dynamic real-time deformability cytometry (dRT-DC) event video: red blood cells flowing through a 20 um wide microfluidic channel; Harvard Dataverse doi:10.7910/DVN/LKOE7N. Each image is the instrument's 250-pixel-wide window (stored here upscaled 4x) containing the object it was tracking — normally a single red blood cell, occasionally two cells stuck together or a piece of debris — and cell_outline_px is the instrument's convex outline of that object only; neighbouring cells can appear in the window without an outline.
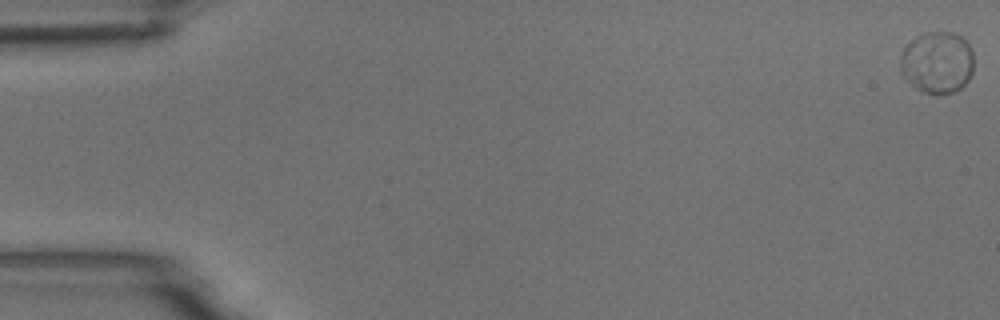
{"species": "common noctule bat (a hibernating species)", "species_latin": "Nyctalus noctula", "temperature_condition": "room temperature", "stored_images_in_passage": 57, "camera_frame_rate_fps": 3000, "um_per_image_px": 0.085, "animal": {"sex": "male", "body_mass_g": 18.8}, "frame": {"image": 1, "passage_image": 1, "time_ms": 0.0, "image_size_px": [1000, 320], "cell_outline_px": [[972, 72], [968, 80], [960, 88], [952, 92], [936, 96], [924, 92], [916, 88], [900, 72], [900, 56], [904, 48], [916, 36], [928, 32], [952, 32], [960, 36], [968, 44], [972, 52]], "centroid_in_image_um": [79.65, 5.32], "position_along_channel_um": 5.4, "area_um2": 26.41}}
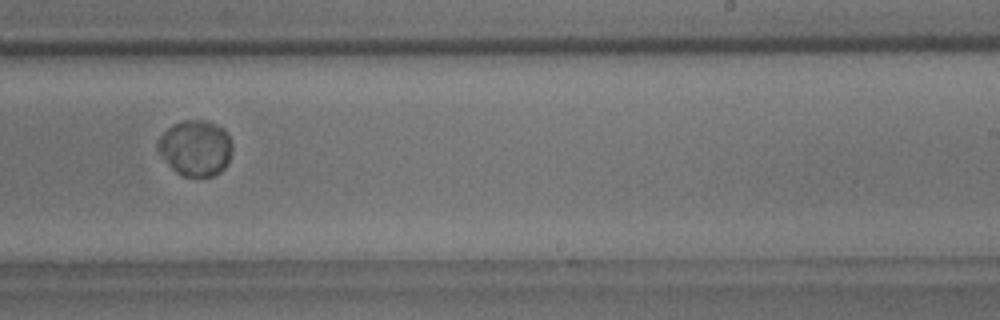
{"frame": {"image": 2, "passage_image": 36, "time_ms": 11.667, "image_size_px": [1000, 320], "cell_outline_px": [[232, 152], [228, 164], [220, 172], [212, 176], [184, 176], [176, 172], [172, 168], [156, 148], [156, 140], [172, 124], [184, 120], [208, 120], [224, 128], [232, 140]], "centroid_in_image_um": [16.64, 12.56], "position_along_channel_um": 272.4, "area_um2": 24.45}}
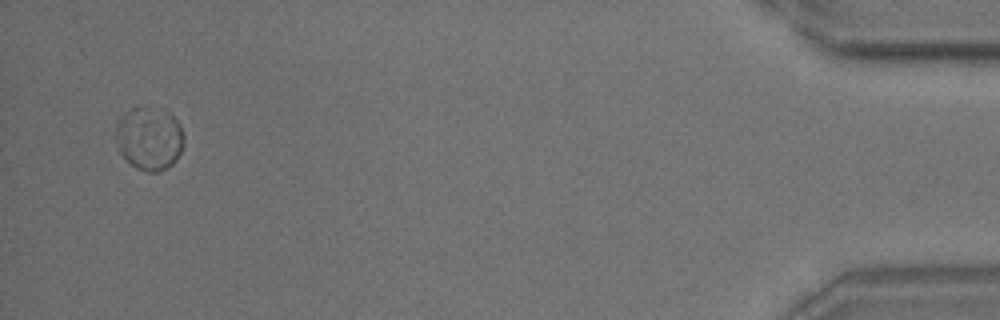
{"frame": {"image": 3, "passage_image": 55, "time_ms": 18.0, "image_size_px": [1000, 320], "cell_outline_px": [[184, 144], [176, 160], [172, 164], [156, 172], [148, 172], [136, 168], [120, 152], [116, 136], [116, 124], [120, 116], [124, 112], [132, 108], [140, 108], [168, 112], [180, 124], [184, 136]], "centroid_in_image_um": [12.69, 11.78], "position_along_channel_um": 422.5, "area_um2": 24.62}, "authors_computed_cell_mechanics": {"area_um2": 25.0852, "velocity_mm_per_s": 3.6032, "shape_relaxation_time_tau1_ms": 2.8592, "shape_relaxation_time_tau2_ms": null, "deformation_change_tau1": 0.025, "deformation_change_tau2": null}}